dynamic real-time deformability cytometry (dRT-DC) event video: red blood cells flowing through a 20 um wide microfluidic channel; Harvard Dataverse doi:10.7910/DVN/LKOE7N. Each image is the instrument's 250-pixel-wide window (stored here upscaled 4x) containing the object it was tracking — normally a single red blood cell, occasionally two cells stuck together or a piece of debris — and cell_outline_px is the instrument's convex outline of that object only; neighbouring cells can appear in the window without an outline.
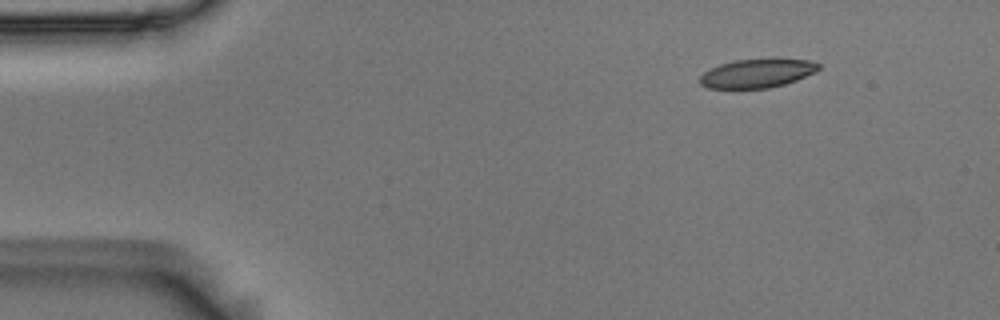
{"species": "Egyptian fruit bat (a non-hibernating species)", "species_latin": "Rousettus aegyptiacus", "temperature_condition": "room temperature", "stored_images_in_passage": 7, "camera_frame_rate_fps": 3000, "um_per_image_px": 0.085, "animal": {"sex": "male"}, "frame": {"image": 1, "passage_image": 1, "time_ms": 0.0, "image_size_px": [1000, 320], "cell_outline_px": [[820, 68], [816, 72], [796, 80], [784, 84], [768, 88], [708, 88], [700, 84], [700, 76], [704, 72], [720, 64], [736, 60], [772, 56], [776, 56], [808, 60], [820, 64]], "centroid_in_image_um": [64.42, 6.18], "position_along_channel_um": 20.6, "area_um2": 20.52}}
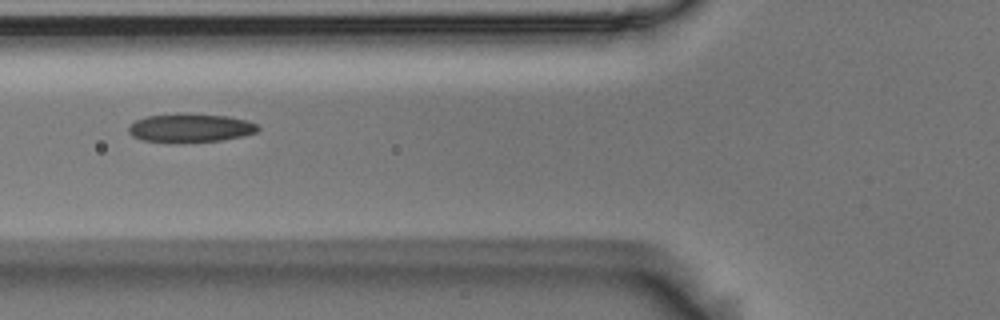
{"frame": {"image": 2, "passage_image": 5, "time_ms": 1.333, "image_size_px": [1000, 320], "cell_outline_px": [[260, 128], [256, 132], [244, 136], [220, 140], [176, 144], [168, 144], [144, 140], [132, 136], [128, 132], [128, 128], [136, 120], [148, 116], [176, 112], [228, 116], [248, 120], [256, 124]], "centroid_in_image_um": [16.16, 10.88], "position_along_channel_um": 109.6, "area_um2": 22.2}}
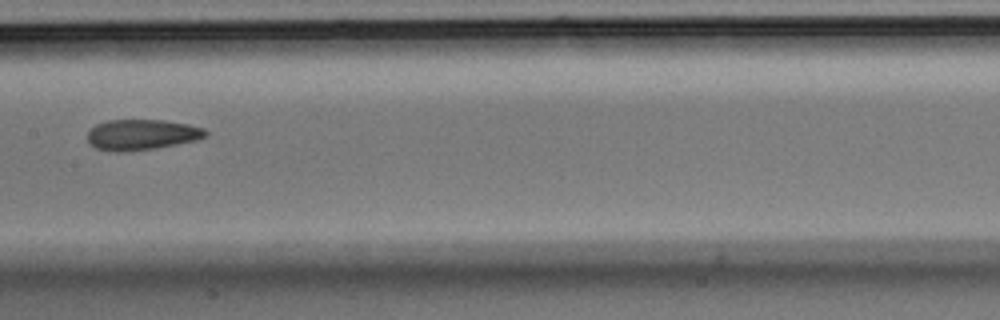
{"frame": {"image": 3, "passage_image": 7, "time_ms": 2.0, "image_size_px": [1000, 320], "cell_outline_px": [[208, 136], [196, 140], [156, 148], [124, 152], [116, 152], [96, 148], [88, 140], [88, 132], [96, 124], [108, 120], [164, 120], [188, 124], [204, 128], [208, 132]], "centroid_in_image_um": [12.07, 11.44], "position_along_channel_um": 195.3, "area_um2": 21.04}}